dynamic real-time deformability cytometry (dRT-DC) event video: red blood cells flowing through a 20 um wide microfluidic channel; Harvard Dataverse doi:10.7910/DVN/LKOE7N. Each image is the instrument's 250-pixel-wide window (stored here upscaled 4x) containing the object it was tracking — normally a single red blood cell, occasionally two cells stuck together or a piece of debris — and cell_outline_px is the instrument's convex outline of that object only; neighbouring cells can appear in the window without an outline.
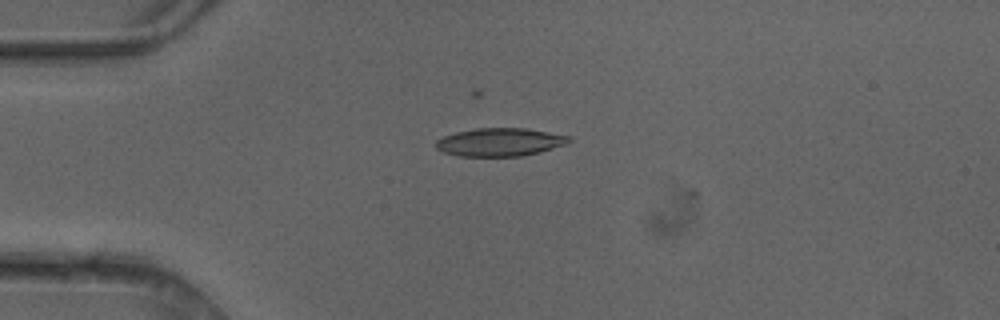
{"species": "common noctule bat (a hibernating species)", "species_latin": "Nyctalus noctula", "temperature_condition": "cold", "stored_images_in_passage": 7, "camera_frame_rate_fps": 3000, "um_per_image_px": 0.085, "animal": {"sex": "female"}, "frame": {"image": 1, "passage_image": 4, "time_ms": 1.0, "image_size_px": [1000, 320], "cell_outline_px": [[572, 140], [568, 144], [540, 152], [520, 156], [460, 156], [444, 152], [436, 148], [436, 140], [444, 136], [456, 132], [476, 128], [524, 128], [572, 136]], "centroid_in_image_um": [42.53, 12.08], "position_along_channel_um": 42.5, "area_um2": 21.85}}
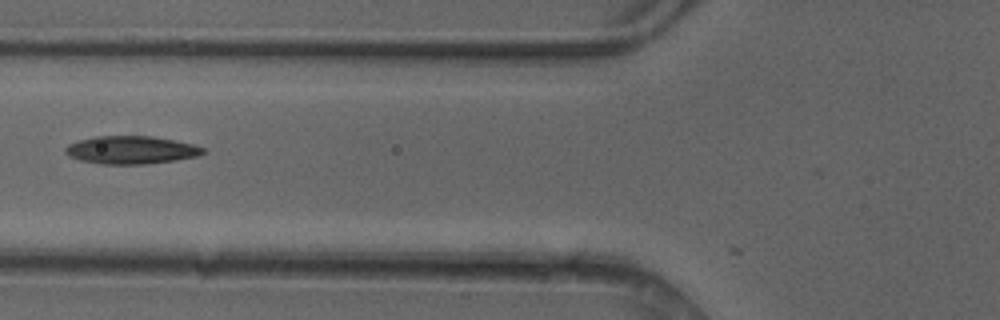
{"frame": {"image": 2, "passage_image": 6, "time_ms": 1.667, "image_size_px": [1000, 320], "cell_outline_px": [[208, 152], [196, 156], [176, 160], [144, 164], [100, 164], [80, 160], [68, 156], [64, 152], [64, 148], [68, 144], [80, 140], [96, 136], [152, 136], [176, 140], [192, 144], [204, 148]], "centroid_in_image_um": [11.14, 12.75], "position_along_channel_um": 114.7, "area_um2": 22.48}}